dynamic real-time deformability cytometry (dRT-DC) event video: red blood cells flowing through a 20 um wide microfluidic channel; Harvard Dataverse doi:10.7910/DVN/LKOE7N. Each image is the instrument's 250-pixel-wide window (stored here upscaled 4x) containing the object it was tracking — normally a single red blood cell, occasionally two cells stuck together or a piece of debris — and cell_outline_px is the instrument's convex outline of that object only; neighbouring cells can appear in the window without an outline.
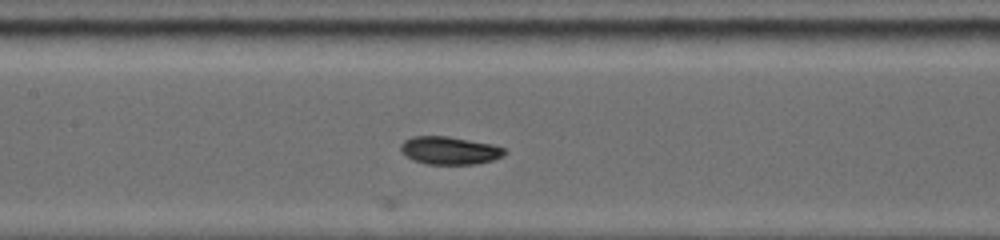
{"species": "common noctule bat (a hibernating species)", "species_latin": "Nyctalus noctula", "temperature_condition": "warm", "stored_images_in_passage": 16, "camera_frame_rate_fps": 5000, "um_per_image_px": 0.085, "animal": {"sex": "female", "body_mass_g": 19.0, "forearm_length_mm": 53.3}, "frame": {"image": 1, "passage_image": 9, "time_ms": 3.4, "image_size_px": [1000, 240], "cell_outline_px": [[508, 152], [504, 156], [492, 160], [476, 164], [424, 164], [412, 160], [404, 156], [400, 152], [400, 144], [404, 140], [412, 136], [448, 136], [492, 144], [504, 148]], "centroid_in_image_um": [38.18, 12.79], "position_along_channel_um": 169.2, "area_um2": 17.17}}